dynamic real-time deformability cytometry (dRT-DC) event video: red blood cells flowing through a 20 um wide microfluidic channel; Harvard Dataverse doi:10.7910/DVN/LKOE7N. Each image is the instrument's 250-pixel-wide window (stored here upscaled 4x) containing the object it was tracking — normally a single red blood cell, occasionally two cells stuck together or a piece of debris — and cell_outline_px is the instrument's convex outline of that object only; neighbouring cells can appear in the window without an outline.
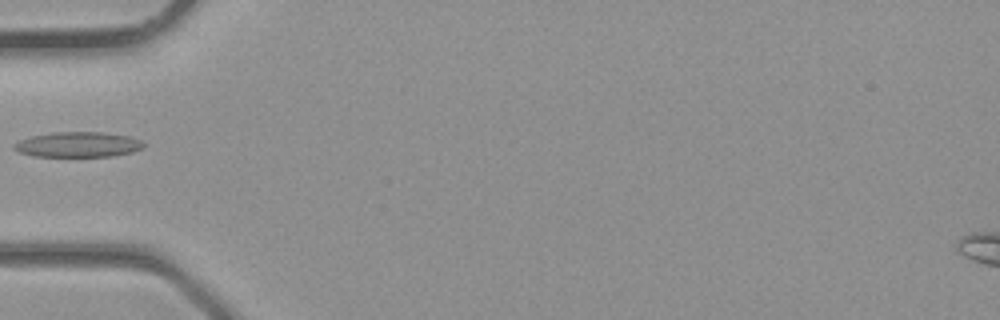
{"species": "common noctule bat (a hibernating species)", "species_latin": "Nyctalus noctula", "temperature_condition": "room temperature", "stored_images_in_passage": 4, "camera_frame_rate_fps": 3000, "um_per_image_px": 0.085, "animal": {"sex": "male", "body_mass_g": 23.1, "forearm_length_mm": 52.7}, "frame": {"image": 1, "passage_image": 4, "time_ms": 1.0, "image_size_px": [1000, 320], "cell_outline_px": [[144, 148], [132, 152], [112, 156], [32, 156], [20, 152], [12, 148], [12, 144], [20, 140], [32, 136], [52, 132], [100, 132], [128, 136], [140, 140], [144, 144]], "centroid_in_image_um": [6.61, 12.28], "position_along_channel_um": 78.4, "area_um2": 18.96}}